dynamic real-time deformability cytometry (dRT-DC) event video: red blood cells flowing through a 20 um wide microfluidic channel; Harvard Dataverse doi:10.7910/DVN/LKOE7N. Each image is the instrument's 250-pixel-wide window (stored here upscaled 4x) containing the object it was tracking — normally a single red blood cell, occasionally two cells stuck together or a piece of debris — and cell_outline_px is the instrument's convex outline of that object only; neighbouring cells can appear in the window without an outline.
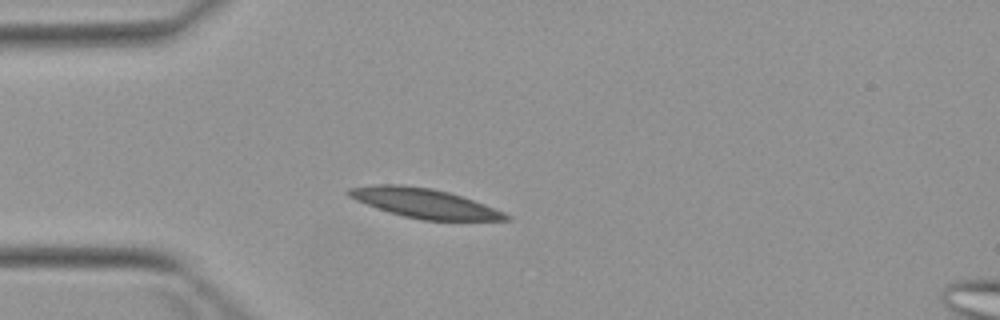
{"species": "Egyptian fruit bat (a non-hibernating species)", "species_latin": "Rousettus aegyptiacus", "temperature_condition": "warm", "stored_images_in_passage": 2, "camera_frame_rate_fps": 3000, "um_per_image_px": 0.085, "animal": {"sex": "female"}, "frame": {"image": 1, "passage_image": 2, "time_ms": 2.0, "image_size_px": [1000, 320], "cell_outline_px": [[512, 220], [424, 220], [404, 216], [388, 212], [376, 208], [356, 200], [348, 196], [344, 192], [348, 188], [372, 184], [400, 184], [432, 188], [448, 192], [484, 204], [504, 212], [512, 216]], "centroid_in_image_um": [36.03, 17.26], "position_along_channel_um": 49.0, "area_um2": 26.99}}